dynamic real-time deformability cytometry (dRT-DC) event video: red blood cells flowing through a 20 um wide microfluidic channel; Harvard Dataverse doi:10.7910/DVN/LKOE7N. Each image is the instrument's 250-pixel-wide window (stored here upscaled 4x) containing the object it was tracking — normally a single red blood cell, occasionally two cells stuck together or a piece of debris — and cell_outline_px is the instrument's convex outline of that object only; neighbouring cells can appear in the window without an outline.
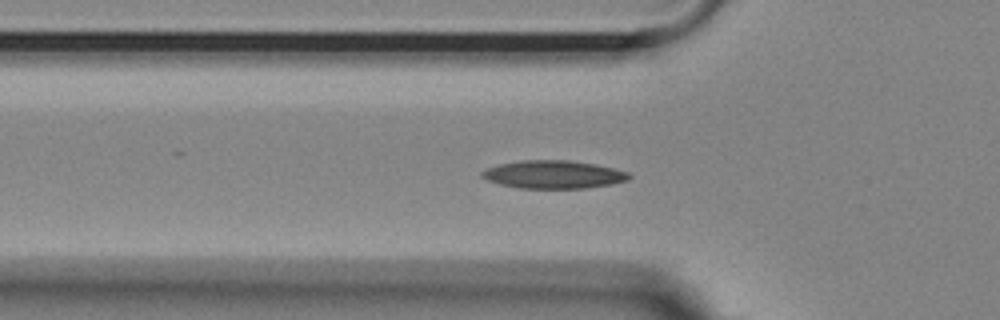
{"species": "Egyptian fruit bat (a non-hibernating species)", "species_latin": "Rousettus aegyptiacus", "temperature_condition": "room temperature", "stored_images_in_passage": 39, "camera_frame_rate_fps": 3000, "um_per_image_px": 0.085, "animal": {"sex": "female"}, "frame": {"image": 1, "passage_image": 2, "time_ms": 0.333, "image_size_px": [1000, 320], "cell_outline_px": [[632, 176], [628, 180], [612, 184], [584, 188], [520, 188], [500, 184], [488, 180], [480, 176], [480, 172], [484, 168], [500, 164], [520, 160], [568, 160], [596, 164], [628, 172]], "centroid_in_image_um": [47.02, 14.82], "position_along_channel_um": 78.8, "area_um2": 24.04}}
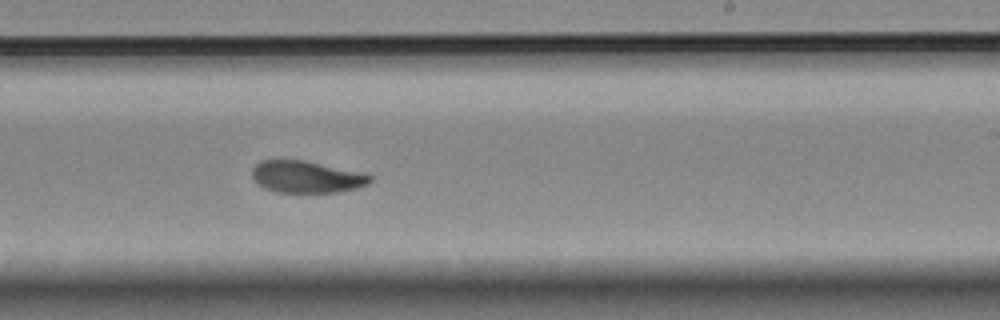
{"frame": {"image": 2, "passage_image": 17, "time_ms": 5.333, "image_size_px": [1000, 320], "cell_outline_px": [[372, 180], [368, 184], [356, 188], [336, 192], [276, 192], [264, 188], [256, 184], [252, 176], [252, 168], [260, 160], [304, 160], [372, 176]], "centroid_in_image_um": [25.96, 15.04], "position_along_channel_um": 263.0, "area_um2": 21.62}}
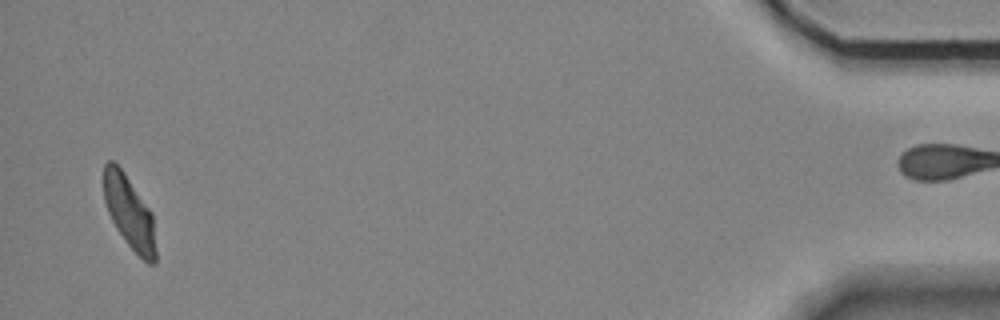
{"frame": {"image": 3, "passage_image": 37, "time_ms": 12.0, "image_size_px": [1000, 320], "cell_outline_px": [[156, 264], [148, 264], [128, 244], [116, 228], [108, 212], [104, 200], [104, 164], [108, 160], [112, 160], [124, 172], [152, 212], [156, 248]], "centroid_in_image_um": [11.0, 18.06], "position_along_channel_um": 424.2, "area_um2": 21.91}, "authors_computed_cell_mechanics": {"area_um2": 22.8888, "velocity_mm_per_s": 3.6689, "shape_relaxation_time_tau1_ms": 5.3192, "shape_relaxation_time_tau2_ms": 1.6596, "deformation_change_tau1": 0.1546, "deformation_change_tau2": 0.0667}}